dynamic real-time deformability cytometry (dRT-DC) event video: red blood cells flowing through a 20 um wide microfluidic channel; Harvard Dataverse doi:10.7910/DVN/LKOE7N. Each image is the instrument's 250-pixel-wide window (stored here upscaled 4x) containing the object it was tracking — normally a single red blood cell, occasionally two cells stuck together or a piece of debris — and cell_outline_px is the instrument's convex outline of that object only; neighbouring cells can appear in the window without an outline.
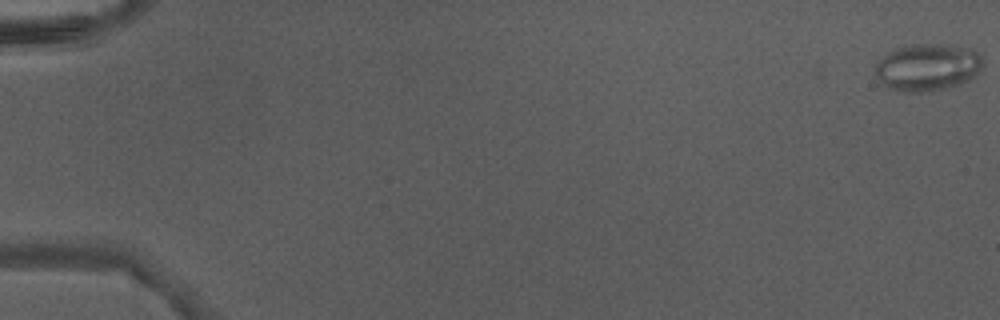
{"species": "Egyptian fruit bat (a non-hibernating species)", "species_latin": "Rousettus aegyptiacus", "temperature_condition": "warm", "stored_images_in_passage": 48, "camera_frame_rate_fps": 3000, "um_per_image_px": 0.085, "animal": {"sex": "male"}, "frame": {"image": 1, "passage_image": 1, "time_ms": 0.0, "image_size_px": [1000, 320], "cell_outline_px": [[984, 60], [980, 72], [976, 76], [960, 84], [944, 88], [924, 92], [904, 92], [888, 88], [880, 84], [872, 72], [876, 60], [888, 52], [904, 44], [952, 44], [972, 48], [980, 52]], "centroid_in_image_um": [78.81, 5.69], "position_along_channel_um": 6.2, "area_um2": 30.69}}
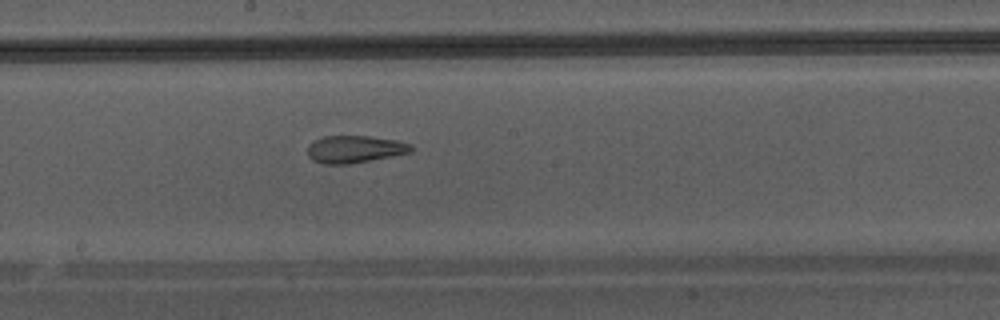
{"frame": {"image": 2, "passage_image": 28, "time_ms": 9.0, "image_size_px": [1000, 320], "cell_outline_px": [[412, 152], [392, 156], [348, 164], [324, 164], [312, 160], [308, 156], [308, 144], [312, 140], [324, 136], [368, 136], [396, 140], [412, 144]], "centroid_in_image_um": [30.12, 12.67], "position_along_channel_um": 218.1, "area_um2": 16.53}}
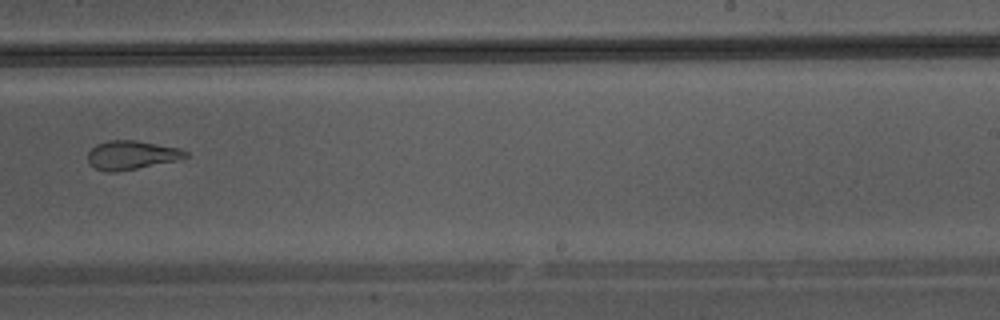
{"frame": {"image": 3, "passage_image": 32, "time_ms": 10.333, "image_size_px": [1000, 320], "cell_outline_px": [[188, 156], [176, 160], [116, 172], [108, 172], [96, 168], [88, 164], [88, 152], [96, 144], [108, 140], [136, 140], [180, 148], [188, 152]], "centroid_in_image_um": [11.15, 13.17], "position_along_channel_um": 277.8, "area_um2": 16.3}}